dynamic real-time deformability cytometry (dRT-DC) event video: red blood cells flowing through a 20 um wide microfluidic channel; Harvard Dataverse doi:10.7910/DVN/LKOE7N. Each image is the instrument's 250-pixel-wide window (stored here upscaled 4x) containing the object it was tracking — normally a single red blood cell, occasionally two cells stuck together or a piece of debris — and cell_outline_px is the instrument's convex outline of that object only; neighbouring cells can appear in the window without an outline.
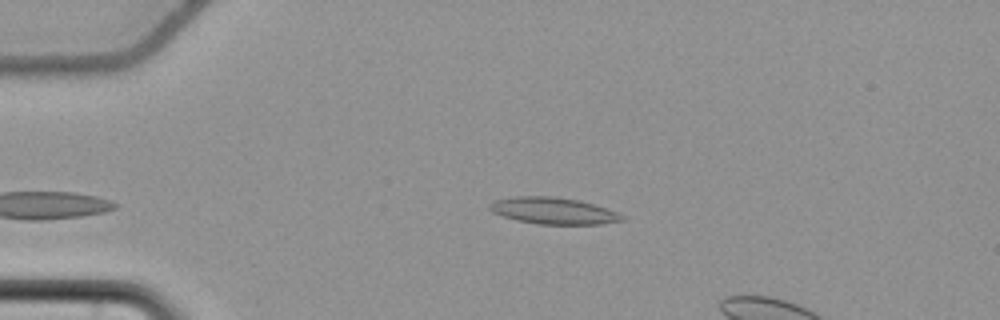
{"species": "common noctule bat (a hibernating species)", "species_latin": "Nyctalus noctula", "temperature_condition": "cold", "stored_images_in_passage": 7, "camera_frame_rate_fps": 3000, "um_per_image_px": 0.085, "animal": {"sex": "female", "body_mass_g": 22.7, "forearm_length_mm": 54.2}, "frame": {"image": 1, "passage_image": 2, "time_ms": 0.333, "image_size_px": [1000, 320], "cell_outline_px": [[628, 220], [600, 224], [536, 224], [516, 220], [492, 212], [488, 208], [488, 204], [492, 200], [512, 196], [556, 196], [580, 200], [616, 212], [624, 216]], "centroid_in_image_um": [46.99, 17.91], "position_along_channel_um": 38.0, "area_um2": 20.75}}